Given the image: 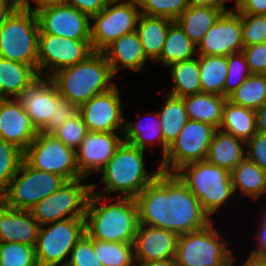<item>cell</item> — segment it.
<instances>
[{
	"mask_svg": "<svg viewBox=\"0 0 266 266\" xmlns=\"http://www.w3.org/2000/svg\"><path fill=\"white\" fill-rule=\"evenodd\" d=\"M135 200L142 225L171 230L179 235L201 230L214 222L175 173L160 172Z\"/></svg>",
	"mask_w": 266,
	"mask_h": 266,
	"instance_id": "6da1fadb",
	"label": "cell"
},
{
	"mask_svg": "<svg viewBox=\"0 0 266 266\" xmlns=\"http://www.w3.org/2000/svg\"><path fill=\"white\" fill-rule=\"evenodd\" d=\"M113 198L115 202L105 203L106 196L91 191L85 210L86 234L101 241L133 243L139 225L136 200Z\"/></svg>",
	"mask_w": 266,
	"mask_h": 266,
	"instance_id": "7a4b0ae2",
	"label": "cell"
},
{
	"mask_svg": "<svg viewBox=\"0 0 266 266\" xmlns=\"http://www.w3.org/2000/svg\"><path fill=\"white\" fill-rule=\"evenodd\" d=\"M62 98L80 107L92 97L107 92L117 83L103 52L94 51L85 60L59 69L50 76Z\"/></svg>",
	"mask_w": 266,
	"mask_h": 266,
	"instance_id": "3957f363",
	"label": "cell"
},
{
	"mask_svg": "<svg viewBox=\"0 0 266 266\" xmlns=\"http://www.w3.org/2000/svg\"><path fill=\"white\" fill-rule=\"evenodd\" d=\"M145 150L122 142L113 157L101 169V183L104 189L99 191L96 184H91V191L97 195L109 196L113 192H121L120 197L136 198L148 184L152 183L160 174L161 169H153L148 173L145 165Z\"/></svg>",
	"mask_w": 266,
	"mask_h": 266,
	"instance_id": "277c9868",
	"label": "cell"
},
{
	"mask_svg": "<svg viewBox=\"0 0 266 266\" xmlns=\"http://www.w3.org/2000/svg\"><path fill=\"white\" fill-rule=\"evenodd\" d=\"M175 174L198 198L210 218L233 199L231 172L225 168L201 160L182 166Z\"/></svg>",
	"mask_w": 266,
	"mask_h": 266,
	"instance_id": "5b68a950",
	"label": "cell"
},
{
	"mask_svg": "<svg viewBox=\"0 0 266 266\" xmlns=\"http://www.w3.org/2000/svg\"><path fill=\"white\" fill-rule=\"evenodd\" d=\"M39 24L35 11L17 6L0 23V57L37 71Z\"/></svg>",
	"mask_w": 266,
	"mask_h": 266,
	"instance_id": "8992f818",
	"label": "cell"
},
{
	"mask_svg": "<svg viewBox=\"0 0 266 266\" xmlns=\"http://www.w3.org/2000/svg\"><path fill=\"white\" fill-rule=\"evenodd\" d=\"M65 182L60 175L37 170L23 159L16 175L0 194V202L9 208L30 210Z\"/></svg>",
	"mask_w": 266,
	"mask_h": 266,
	"instance_id": "52a82bcc",
	"label": "cell"
},
{
	"mask_svg": "<svg viewBox=\"0 0 266 266\" xmlns=\"http://www.w3.org/2000/svg\"><path fill=\"white\" fill-rule=\"evenodd\" d=\"M228 241L211 222L205 228L179 234L176 249L178 266H224L232 261L233 253L226 248Z\"/></svg>",
	"mask_w": 266,
	"mask_h": 266,
	"instance_id": "ba28073f",
	"label": "cell"
},
{
	"mask_svg": "<svg viewBox=\"0 0 266 266\" xmlns=\"http://www.w3.org/2000/svg\"><path fill=\"white\" fill-rule=\"evenodd\" d=\"M85 233V218H70L40 226L35 245L38 265L66 266L71 250Z\"/></svg>",
	"mask_w": 266,
	"mask_h": 266,
	"instance_id": "9c48e42d",
	"label": "cell"
},
{
	"mask_svg": "<svg viewBox=\"0 0 266 266\" xmlns=\"http://www.w3.org/2000/svg\"><path fill=\"white\" fill-rule=\"evenodd\" d=\"M85 179L66 181L30 209L40 226L70 218H85L86 205L91 193V183L82 184Z\"/></svg>",
	"mask_w": 266,
	"mask_h": 266,
	"instance_id": "30bf717a",
	"label": "cell"
},
{
	"mask_svg": "<svg viewBox=\"0 0 266 266\" xmlns=\"http://www.w3.org/2000/svg\"><path fill=\"white\" fill-rule=\"evenodd\" d=\"M140 14L136 0L110 1L103 10L91 16L90 40L93 51L102 52L114 40L135 31Z\"/></svg>",
	"mask_w": 266,
	"mask_h": 266,
	"instance_id": "8fae6325",
	"label": "cell"
},
{
	"mask_svg": "<svg viewBox=\"0 0 266 266\" xmlns=\"http://www.w3.org/2000/svg\"><path fill=\"white\" fill-rule=\"evenodd\" d=\"M24 160L33 168L56 173L66 181L85 178L78 169L76 151L53 134L38 133L24 151Z\"/></svg>",
	"mask_w": 266,
	"mask_h": 266,
	"instance_id": "7c38bea8",
	"label": "cell"
},
{
	"mask_svg": "<svg viewBox=\"0 0 266 266\" xmlns=\"http://www.w3.org/2000/svg\"><path fill=\"white\" fill-rule=\"evenodd\" d=\"M216 130L207 123L189 119L168 146L159 164L161 172L175 173L188 163L205 160Z\"/></svg>",
	"mask_w": 266,
	"mask_h": 266,
	"instance_id": "4fadbf2b",
	"label": "cell"
},
{
	"mask_svg": "<svg viewBox=\"0 0 266 266\" xmlns=\"http://www.w3.org/2000/svg\"><path fill=\"white\" fill-rule=\"evenodd\" d=\"M93 52L91 40H73L39 30L37 73L51 76L59 69L85 60Z\"/></svg>",
	"mask_w": 266,
	"mask_h": 266,
	"instance_id": "5bb4252c",
	"label": "cell"
},
{
	"mask_svg": "<svg viewBox=\"0 0 266 266\" xmlns=\"http://www.w3.org/2000/svg\"><path fill=\"white\" fill-rule=\"evenodd\" d=\"M42 33L73 40H90L91 17L66 3L35 11Z\"/></svg>",
	"mask_w": 266,
	"mask_h": 266,
	"instance_id": "9a60e30c",
	"label": "cell"
},
{
	"mask_svg": "<svg viewBox=\"0 0 266 266\" xmlns=\"http://www.w3.org/2000/svg\"><path fill=\"white\" fill-rule=\"evenodd\" d=\"M122 111L120 90L117 85L107 92L92 97L79 107L88 131L116 132L120 135H123L126 119Z\"/></svg>",
	"mask_w": 266,
	"mask_h": 266,
	"instance_id": "2e32d148",
	"label": "cell"
},
{
	"mask_svg": "<svg viewBox=\"0 0 266 266\" xmlns=\"http://www.w3.org/2000/svg\"><path fill=\"white\" fill-rule=\"evenodd\" d=\"M241 13L235 8L223 12L196 46L197 55L228 56L242 51Z\"/></svg>",
	"mask_w": 266,
	"mask_h": 266,
	"instance_id": "e0dca14e",
	"label": "cell"
},
{
	"mask_svg": "<svg viewBox=\"0 0 266 266\" xmlns=\"http://www.w3.org/2000/svg\"><path fill=\"white\" fill-rule=\"evenodd\" d=\"M16 98L39 131L54 115L61 95L50 76L38 75Z\"/></svg>",
	"mask_w": 266,
	"mask_h": 266,
	"instance_id": "ac0fdd59",
	"label": "cell"
},
{
	"mask_svg": "<svg viewBox=\"0 0 266 266\" xmlns=\"http://www.w3.org/2000/svg\"><path fill=\"white\" fill-rule=\"evenodd\" d=\"M124 141L116 132H88L76 150L79 172L86 178L100 172Z\"/></svg>",
	"mask_w": 266,
	"mask_h": 266,
	"instance_id": "d6986e66",
	"label": "cell"
},
{
	"mask_svg": "<svg viewBox=\"0 0 266 266\" xmlns=\"http://www.w3.org/2000/svg\"><path fill=\"white\" fill-rule=\"evenodd\" d=\"M39 131L17 98H0V138L25 151Z\"/></svg>",
	"mask_w": 266,
	"mask_h": 266,
	"instance_id": "ffe728a7",
	"label": "cell"
},
{
	"mask_svg": "<svg viewBox=\"0 0 266 266\" xmlns=\"http://www.w3.org/2000/svg\"><path fill=\"white\" fill-rule=\"evenodd\" d=\"M177 241L176 232L139 224L133 241L135 262L175 258Z\"/></svg>",
	"mask_w": 266,
	"mask_h": 266,
	"instance_id": "44dd1931",
	"label": "cell"
},
{
	"mask_svg": "<svg viewBox=\"0 0 266 266\" xmlns=\"http://www.w3.org/2000/svg\"><path fill=\"white\" fill-rule=\"evenodd\" d=\"M39 228L30 210L9 208L0 202V242L35 246Z\"/></svg>",
	"mask_w": 266,
	"mask_h": 266,
	"instance_id": "7402d4cb",
	"label": "cell"
},
{
	"mask_svg": "<svg viewBox=\"0 0 266 266\" xmlns=\"http://www.w3.org/2000/svg\"><path fill=\"white\" fill-rule=\"evenodd\" d=\"M102 52L110 64L114 75L120 69L126 68L139 72L143 70L146 62L149 60L144 53L136 30L114 40Z\"/></svg>",
	"mask_w": 266,
	"mask_h": 266,
	"instance_id": "603a6c76",
	"label": "cell"
},
{
	"mask_svg": "<svg viewBox=\"0 0 266 266\" xmlns=\"http://www.w3.org/2000/svg\"><path fill=\"white\" fill-rule=\"evenodd\" d=\"M244 148V141L217 129L205 160L231 172L246 157Z\"/></svg>",
	"mask_w": 266,
	"mask_h": 266,
	"instance_id": "cb8c5ba5",
	"label": "cell"
},
{
	"mask_svg": "<svg viewBox=\"0 0 266 266\" xmlns=\"http://www.w3.org/2000/svg\"><path fill=\"white\" fill-rule=\"evenodd\" d=\"M181 98L189 119L204 122L219 129L227 97L201 92Z\"/></svg>",
	"mask_w": 266,
	"mask_h": 266,
	"instance_id": "d4e9b609",
	"label": "cell"
},
{
	"mask_svg": "<svg viewBox=\"0 0 266 266\" xmlns=\"http://www.w3.org/2000/svg\"><path fill=\"white\" fill-rule=\"evenodd\" d=\"M173 22L165 17H150L140 14L136 32L149 60L155 62L160 57L168 28Z\"/></svg>",
	"mask_w": 266,
	"mask_h": 266,
	"instance_id": "484cf974",
	"label": "cell"
},
{
	"mask_svg": "<svg viewBox=\"0 0 266 266\" xmlns=\"http://www.w3.org/2000/svg\"><path fill=\"white\" fill-rule=\"evenodd\" d=\"M152 119L144 122L140 117L138 122H131L125 119V128L123 132L124 142L146 150L147 147L152 145L162 146V158L165 156L168 145L165 143L162 133L161 122L158 113L152 114ZM159 142V143H158Z\"/></svg>",
	"mask_w": 266,
	"mask_h": 266,
	"instance_id": "4316f807",
	"label": "cell"
},
{
	"mask_svg": "<svg viewBox=\"0 0 266 266\" xmlns=\"http://www.w3.org/2000/svg\"><path fill=\"white\" fill-rule=\"evenodd\" d=\"M222 13L221 9L191 3L175 22L197 46Z\"/></svg>",
	"mask_w": 266,
	"mask_h": 266,
	"instance_id": "83f0119b",
	"label": "cell"
},
{
	"mask_svg": "<svg viewBox=\"0 0 266 266\" xmlns=\"http://www.w3.org/2000/svg\"><path fill=\"white\" fill-rule=\"evenodd\" d=\"M37 77L31 65L0 57V98H16Z\"/></svg>",
	"mask_w": 266,
	"mask_h": 266,
	"instance_id": "f1b7e54d",
	"label": "cell"
},
{
	"mask_svg": "<svg viewBox=\"0 0 266 266\" xmlns=\"http://www.w3.org/2000/svg\"><path fill=\"white\" fill-rule=\"evenodd\" d=\"M234 194L237 190L254 201L266 194V171L246 157L231 171Z\"/></svg>",
	"mask_w": 266,
	"mask_h": 266,
	"instance_id": "f546056e",
	"label": "cell"
},
{
	"mask_svg": "<svg viewBox=\"0 0 266 266\" xmlns=\"http://www.w3.org/2000/svg\"><path fill=\"white\" fill-rule=\"evenodd\" d=\"M219 130L246 143L257 132L254 110L226 100Z\"/></svg>",
	"mask_w": 266,
	"mask_h": 266,
	"instance_id": "4dcf8cb0",
	"label": "cell"
},
{
	"mask_svg": "<svg viewBox=\"0 0 266 266\" xmlns=\"http://www.w3.org/2000/svg\"><path fill=\"white\" fill-rule=\"evenodd\" d=\"M194 54H197L196 45L174 21L168 28L160 57L154 63L168 67L170 64L192 59Z\"/></svg>",
	"mask_w": 266,
	"mask_h": 266,
	"instance_id": "1f68e13d",
	"label": "cell"
},
{
	"mask_svg": "<svg viewBox=\"0 0 266 266\" xmlns=\"http://www.w3.org/2000/svg\"><path fill=\"white\" fill-rule=\"evenodd\" d=\"M170 75L173 88L169 94L175 97L198 94L202 92L200 83L199 60L194 57L174 64H170Z\"/></svg>",
	"mask_w": 266,
	"mask_h": 266,
	"instance_id": "d6a6232c",
	"label": "cell"
},
{
	"mask_svg": "<svg viewBox=\"0 0 266 266\" xmlns=\"http://www.w3.org/2000/svg\"><path fill=\"white\" fill-rule=\"evenodd\" d=\"M202 92L223 96L228 73L227 56L198 55Z\"/></svg>",
	"mask_w": 266,
	"mask_h": 266,
	"instance_id": "836d02e7",
	"label": "cell"
},
{
	"mask_svg": "<svg viewBox=\"0 0 266 266\" xmlns=\"http://www.w3.org/2000/svg\"><path fill=\"white\" fill-rule=\"evenodd\" d=\"M158 111L165 143L169 146L189 120L183 99L168 95Z\"/></svg>",
	"mask_w": 266,
	"mask_h": 266,
	"instance_id": "e575fe53",
	"label": "cell"
},
{
	"mask_svg": "<svg viewBox=\"0 0 266 266\" xmlns=\"http://www.w3.org/2000/svg\"><path fill=\"white\" fill-rule=\"evenodd\" d=\"M227 100L232 104L256 110L266 103V76L251 74Z\"/></svg>",
	"mask_w": 266,
	"mask_h": 266,
	"instance_id": "d590c367",
	"label": "cell"
},
{
	"mask_svg": "<svg viewBox=\"0 0 266 266\" xmlns=\"http://www.w3.org/2000/svg\"><path fill=\"white\" fill-rule=\"evenodd\" d=\"M93 249L103 266H135L133 243L93 239Z\"/></svg>",
	"mask_w": 266,
	"mask_h": 266,
	"instance_id": "8d00e7d4",
	"label": "cell"
},
{
	"mask_svg": "<svg viewBox=\"0 0 266 266\" xmlns=\"http://www.w3.org/2000/svg\"><path fill=\"white\" fill-rule=\"evenodd\" d=\"M0 266H39L35 246L0 242Z\"/></svg>",
	"mask_w": 266,
	"mask_h": 266,
	"instance_id": "74e56055",
	"label": "cell"
},
{
	"mask_svg": "<svg viewBox=\"0 0 266 266\" xmlns=\"http://www.w3.org/2000/svg\"><path fill=\"white\" fill-rule=\"evenodd\" d=\"M23 157V151L0 138V194L16 175Z\"/></svg>",
	"mask_w": 266,
	"mask_h": 266,
	"instance_id": "f35d334b",
	"label": "cell"
},
{
	"mask_svg": "<svg viewBox=\"0 0 266 266\" xmlns=\"http://www.w3.org/2000/svg\"><path fill=\"white\" fill-rule=\"evenodd\" d=\"M140 13L175 21L191 5V0H136Z\"/></svg>",
	"mask_w": 266,
	"mask_h": 266,
	"instance_id": "ab89813d",
	"label": "cell"
},
{
	"mask_svg": "<svg viewBox=\"0 0 266 266\" xmlns=\"http://www.w3.org/2000/svg\"><path fill=\"white\" fill-rule=\"evenodd\" d=\"M227 62L228 73L223 87L225 97L234 92L252 74L242 51L228 55Z\"/></svg>",
	"mask_w": 266,
	"mask_h": 266,
	"instance_id": "60d3db41",
	"label": "cell"
},
{
	"mask_svg": "<svg viewBox=\"0 0 266 266\" xmlns=\"http://www.w3.org/2000/svg\"><path fill=\"white\" fill-rule=\"evenodd\" d=\"M88 132L83 117L81 113L78 112L61 125L53 135L64 145L76 151Z\"/></svg>",
	"mask_w": 266,
	"mask_h": 266,
	"instance_id": "b9f144b4",
	"label": "cell"
},
{
	"mask_svg": "<svg viewBox=\"0 0 266 266\" xmlns=\"http://www.w3.org/2000/svg\"><path fill=\"white\" fill-rule=\"evenodd\" d=\"M243 46L266 42V15L241 14Z\"/></svg>",
	"mask_w": 266,
	"mask_h": 266,
	"instance_id": "7bdbcfd3",
	"label": "cell"
},
{
	"mask_svg": "<svg viewBox=\"0 0 266 266\" xmlns=\"http://www.w3.org/2000/svg\"><path fill=\"white\" fill-rule=\"evenodd\" d=\"M66 266H103L93 249V238L86 233L76 242Z\"/></svg>",
	"mask_w": 266,
	"mask_h": 266,
	"instance_id": "ee69618b",
	"label": "cell"
},
{
	"mask_svg": "<svg viewBox=\"0 0 266 266\" xmlns=\"http://www.w3.org/2000/svg\"><path fill=\"white\" fill-rule=\"evenodd\" d=\"M79 112V107L72 101L60 98L57 102L54 115L39 130L40 133L54 134L61 125L75 116Z\"/></svg>",
	"mask_w": 266,
	"mask_h": 266,
	"instance_id": "f6af8a7d",
	"label": "cell"
},
{
	"mask_svg": "<svg viewBox=\"0 0 266 266\" xmlns=\"http://www.w3.org/2000/svg\"><path fill=\"white\" fill-rule=\"evenodd\" d=\"M246 158L266 171V135L256 132L245 143Z\"/></svg>",
	"mask_w": 266,
	"mask_h": 266,
	"instance_id": "bcb514c9",
	"label": "cell"
},
{
	"mask_svg": "<svg viewBox=\"0 0 266 266\" xmlns=\"http://www.w3.org/2000/svg\"><path fill=\"white\" fill-rule=\"evenodd\" d=\"M252 74H261L266 68V42L245 46L242 49Z\"/></svg>",
	"mask_w": 266,
	"mask_h": 266,
	"instance_id": "7dc6e473",
	"label": "cell"
},
{
	"mask_svg": "<svg viewBox=\"0 0 266 266\" xmlns=\"http://www.w3.org/2000/svg\"><path fill=\"white\" fill-rule=\"evenodd\" d=\"M111 0H65L64 3L86 13L90 17L103 10Z\"/></svg>",
	"mask_w": 266,
	"mask_h": 266,
	"instance_id": "c3c4849f",
	"label": "cell"
},
{
	"mask_svg": "<svg viewBox=\"0 0 266 266\" xmlns=\"http://www.w3.org/2000/svg\"><path fill=\"white\" fill-rule=\"evenodd\" d=\"M234 5L241 14L266 15V0H238Z\"/></svg>",
	"mask_w": 266,
	"mask_h": 266,
	"instance_id": "681fc988",
	"label": "cell"
},
{
	"mask_svg": "<svg viewBox=\"0 0 266 266\" xmlns=\"http://www.w3.org/2000/svg\"><path fill=\"white\" fill-rule=\"evenodd\" d=\"M32 1L34 2L35 6L31 5V3H33ZM64 2L65 0H20L18 6L25 9L36 11L45 6L62 4Z\"/></svg>",
	"mask_w": 266,
	"mask_h": 266,
	"instance_id": "f907efd6",
	"label": "cell"
},
{
	"mask_svg": "<svg viewBox=\"0 0 266 266\" xmlns=\"http://www.w3.org/2000/svg\"><path fill=\"white\" fill-rule=\"evenodd\" d=\"M258 226L259 230L256 232V243L257 247L250 251L251 253L257 254V255H264L266 256V225H262L261 223Z\"/></svg>",
	"mask_w": 266,
	"mask_h": 266,
	"instance_id": "816d5d0a",
	"label": "cell"
},
{
	"mask_svg": "<svg viewBox=\"0 0 266 266\" xmlns=\"http://www.w3.org/2000/svg\"><path fill=\"white\" fill-rule=\"evenodd\" d=\"M254 113L257 132L266 135V103L254 110Z\"/></svg>",
	"mask_w": 266,
	"mask_h": 266,
	"instance_id": "f5cc1de1",
	"label": "cell"
},
{
	"mask_svg": "<svg viewBox=\"0 0 266 266\" xmlns=\"http://www.w3.org/2000/svg\"><path fill=\"white\" fill-rule=\"evenodd\" d=\"M230 0H191L192 4L200 5V6H209L217 9H221L223 12H228L234 9L226 8V2Z\"/></svg>",
	"mask_w": 266,
	"mask_h": 266,
	"instance_id": "db71d44e",
	"label": "cell"
},
{
	"mask_svg": "<svg viewBox=\"0 0 266 266\" xmlns=\"http://www.w3.org/2000/svg\"><path fill=\"white\" fill-rule=\"evenodd\" d=\"M18 6L15 0H0V23Z\"/></svg>",
	"mask_w": 266,
	"mask_h": 266,
	"instance_id": "11a10c76",
	"label": "cell"
},
{
	"mask_svg": "<svg viewBox=\"0 0 266 266\" xmlns=\"http://www.w3.org/2000/svg\"><path fill=\"white\" fill-rule=\"evenodd\" d=\"M247 256L246 260H244L245 262L238 266H266V256L251 252Z\"/></svg>",
	"mask_w": 266,
	"mask_h": 266,
	"instance_id": "9f6ffc18",
	"label": "cell"
},
{
	"mask_svg": "<svg viewBox=\"0 0 266 266\" xmlns=\"http://www.w3.org/2000/svg\"><path fill=\"white\" fill-rule=\"evenodd\" d=\"M135 266H178L176 258L154 260L150 262H135Z\"/></svg>",
	"mask_w": 266,
	"mask_h": 266,
	"instance_id": "6f0895ef",
	"label": "cell"
},
{
	"mask_svg": "<svg viewBox=\"0 0 266 266\" xmlns=\"http://www.w3.org/2000/svg\"><path fill=\"white\" fill-rule=\"evenodd\" d=\"M262 215H263V216H262ZM262 215H261V218H260V219H261V220H260V221H261L260 223H261L262 225H266V210H264V213H262Z\"/></svg>",
	"mask_w": 266,
	"mask_h": 266,
	"instance_id": "680465c9",
	"label": "cell"
},
{
	"mask_svg": "<svg viewBox=\"0 0 266 266\" xmlns=\"http://www.w3.org/2000/svg\"><path fill=\"white\" fill-rule=\"evenodd\" d=\"M235 260H236L235 257H232V261H231L229 264H226V265H224V266H233Z\"/></svg>",
	"mask_w": 266,
	"mask_h": 266,
	"instance_id": "91938a15",
	"label": "cell"
},
{
	"mask_svg": "<svg viewBox=\"0 0 266 266\" xmlns=\"http://www.w3.org/2000/svg\"><path fill=\"white\" fill-rule=\"evenodd\" d=\"M261 74L266 76V68H264V71Z\"/></svg>",
	"mask_w": 266,
	"mask_h": 266,
	"instance_id": "94428289",
	"label": "cell"
}]
</instances>
